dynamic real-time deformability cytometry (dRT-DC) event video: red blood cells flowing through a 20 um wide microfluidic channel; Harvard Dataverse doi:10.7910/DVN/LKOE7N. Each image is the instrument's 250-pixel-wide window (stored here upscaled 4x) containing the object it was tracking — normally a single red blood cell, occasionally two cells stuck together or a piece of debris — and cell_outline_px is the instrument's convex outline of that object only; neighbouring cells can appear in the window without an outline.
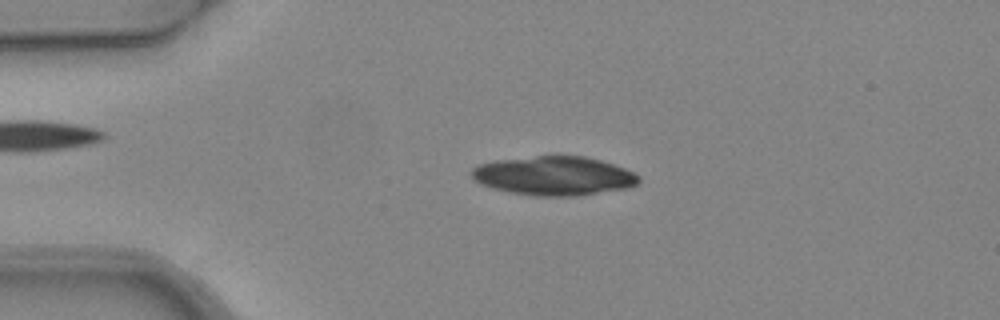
{"species": "common noctule bat (a hibernating species)", "species_latin": "Nyctalus noctula", "temperature_condition": "warm", "stored_images_in_passage": 4, "camera_frame_rate_fps": 3000, "um_per_image_px": 0.085, "animal": {"sex": "female", "body_mass_g": 24.6, "forearm_length_mm": 56.2}, "frame": {"image": 1, "passage_image": 3, "time_ms": 0.667, "image_size_px": [1000, 320], "cell_outline_px": [[640, 184], [628, 188], [576, 196], [532, 196], [492, 188], [480, 184], [472, 176], [472, 168], [480, 164], [496, 160], [536, 156], [584, 156], [600, 160], [624, 168], [640, 176]], "centroid_in_image_um": [47.11, 14.95], "position_along_channel_um": 37.9, "area_um2": 37.92}}